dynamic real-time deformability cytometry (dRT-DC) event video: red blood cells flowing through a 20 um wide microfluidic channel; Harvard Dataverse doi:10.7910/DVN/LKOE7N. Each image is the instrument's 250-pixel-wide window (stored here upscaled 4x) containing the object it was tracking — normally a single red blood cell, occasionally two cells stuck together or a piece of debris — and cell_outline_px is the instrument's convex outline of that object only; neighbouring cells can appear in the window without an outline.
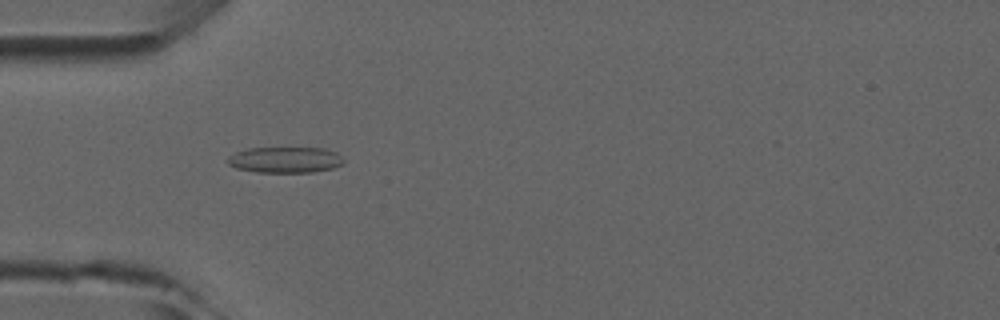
{"species": "common noctule bat (a hibernating species)", "species_latin": "Nyctalus noctula", "temperature_condition": "room temperature", "stored_images_in_passage": 4, "camera_frame_rate_fps": 3000, "um_per_image_px": 0.085, "animal": {"sex": "male", "forearm_length_mm": 52.5}, "frame": {"image": 1, "passage_image": 3, "time_ms": 3.333, "image_size_px": [1000, 320], "cell_outline_px": [[344, 164], [332, 168], [312, 172], [256, 172], [236, 168], [228, 164], [228, 156], [236, 152], [248, 148], [324, 148], [336, 152], [344, 160]], "centroid_in_image_um": [24.24, 13.58], "position_along_channel_um": 60.8, "area_um2": 17.51}}
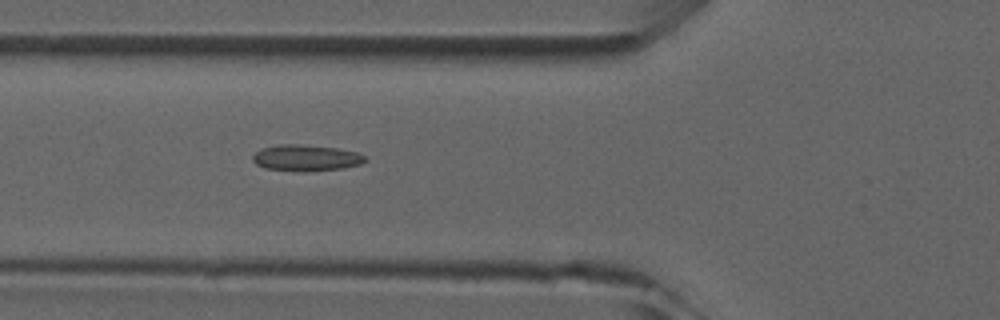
{"frame": {"image": 2, "passage_image": 4, "time_ms": 4.333, "image_size_px": [1000, 320], "cell_outline_px": [[368, 160], [360, 164], [340, 168], [304, 172], [300, 172], [264, 168], [256, 164], [252, 160], [252, 156], [256, 152], [264, 148], [280, 144], [300, 144], [336, 148], [356, 152], [364, 156]], "centroid_in_image_um": [25.99, 13.43], "position_along_channel_um": 99.8, "area_um2": 17.11}}